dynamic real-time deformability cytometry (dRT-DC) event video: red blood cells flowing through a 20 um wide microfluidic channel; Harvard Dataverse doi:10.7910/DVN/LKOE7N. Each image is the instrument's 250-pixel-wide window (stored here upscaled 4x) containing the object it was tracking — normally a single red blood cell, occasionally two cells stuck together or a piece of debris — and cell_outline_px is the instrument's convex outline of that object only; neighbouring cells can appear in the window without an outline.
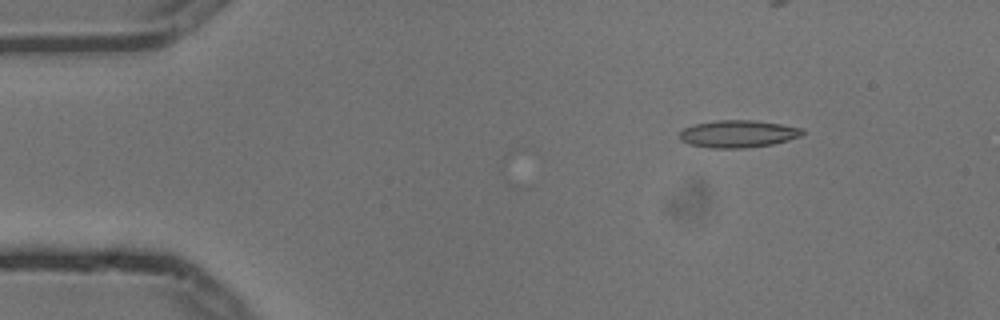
{"species": "common noctule bat (a hibernating species)", "species_latin": "Nyctalus noctula", "temperature_condition": "cold", "stored_images_in_passage": 9, "camera_frame_rate_fps": 3000, "um_per_image_px": 0.085, "animal": {"sex": "male", "body_mass_g": 13.3}, "frame": {"image": 1, "passage_image": 2, "time_ms": 0.333, "image_size_px": [1000, 320], "cell_outline_px": [[804, 132], [800, 136], [788, 140], [772, 144], [744, 148], [712, 148], [688, 144], [680, 140], [680, 132], [684, 128], [696, 124], [716, 120], [752, 120], [780, 124], [804, 128]], "centroid_in_image_um": [62.73, 11.38], "position_along_channel_um": 22.3, "area_um2": 19.48}}
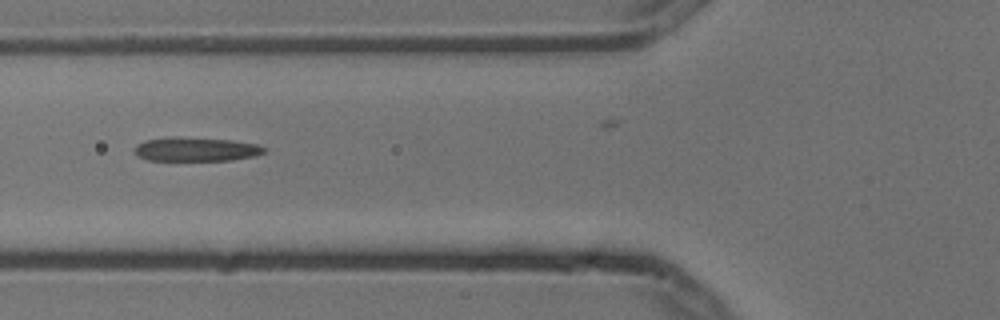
{"frame": {"image": 2, "passage_image": 5, "time_ms": 1.333, "image_size_px": [1000, 320], "cell_outline_px": [[268, 152], [256, 156], [232, 160], [148, 160], [136, 156], [132, 148], [136, 144], [144, 140], [172, 136], [232, 140], [260, 144], [268, 148]], "centroid_in_image_um": [16.68, 12.68], "position_along_channel_um": 109.1, "area_um2": 18.61}}
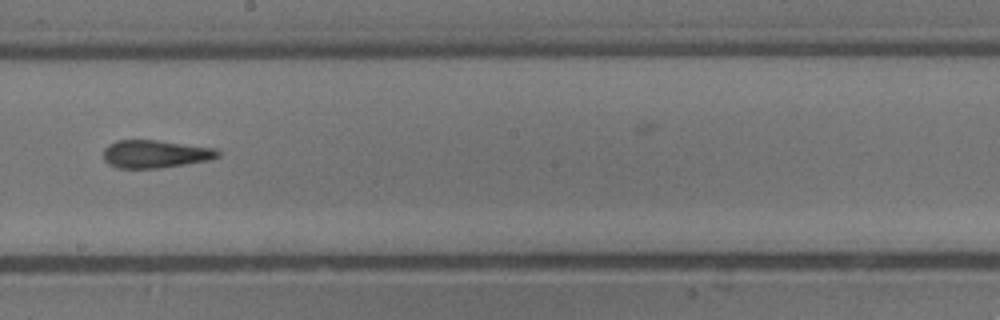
{"frame": {"image": 3, "passage_image": 8, "time_ms": 2.333, "image_size_px": [1000, 320], "cell_outline_px": [[220, 156], [208, 160], [160, 168], [116, 168], [108, 164], [104, 160], [104, 148], [108, 144], [116, 140], [156, 140], [216, 148], [220, 152]], "centroid_in_image_um": [13.17, 13.08], "position_along_channel_um": 235.0, "area_um2": 18.61}}